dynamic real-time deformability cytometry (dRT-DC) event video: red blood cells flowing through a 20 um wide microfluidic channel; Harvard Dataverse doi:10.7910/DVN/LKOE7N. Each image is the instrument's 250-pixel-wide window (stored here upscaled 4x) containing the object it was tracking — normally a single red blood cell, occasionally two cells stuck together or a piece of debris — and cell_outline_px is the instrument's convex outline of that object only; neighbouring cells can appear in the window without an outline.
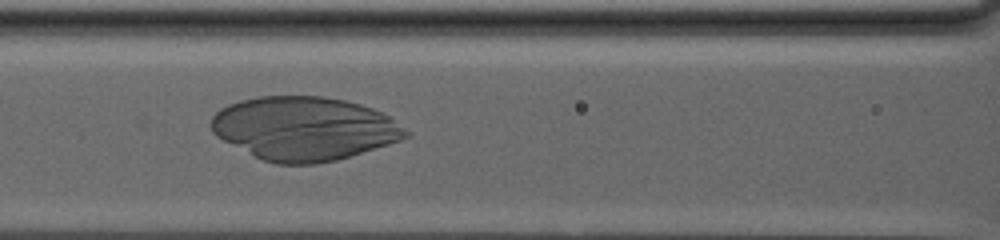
{"species": "human", "species_latin": "Homo sapiens", "temperature_condition": "warm", "stored_images_in_passage": 75, "camera_frame_rate_fps": 3000, "um_per_image_px": 0.085, "donor": {"sex": "male"}, "frame": {"image": 1, "passage_image": 43, "time_ms": 14.0, "image_size_px": [1000, 240], "cell_outline_px": [[412, 132], [408, 136], [400, 140], [388, 144], [336, 160], [316, 164], [276, 164], [264, 160], [216, 136], [212, 132], [208, 124], [212, 116], [220, 108], [228, 104], [240, 100], [256, 96], [320, 96], [344, 100], [360, 104], [384, 112]], "centroid_in_image_um": [25.86, 10.91], "position_along_channel_um": 140.7, "area_um2": 72.19}}
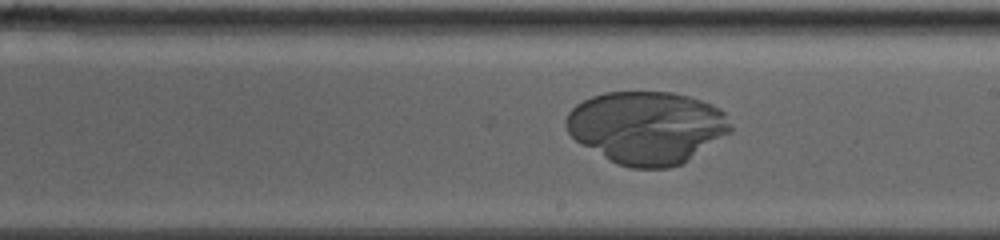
{"frame": {"image": 2, "passage_image": 54, "time_ms": 17.667, "image_size_px": [1000, 240], "cell_outline_px": [[732, 132], [688, 160], [680, 164], [668, 168], [632, 168], [616, 164], [580, 144], [568, 132], [564, 124], [564, 120], [568, 112], [576, 104], [592, 96], [604, 92], [672, 92], [688, 96], [712, 104], [720, 108], [724, 112], [732, 128]], "centroid_in_image_um": [54.96, 10.83], "position_along_channel_um": 234.0, "area_um2": 69.82}}
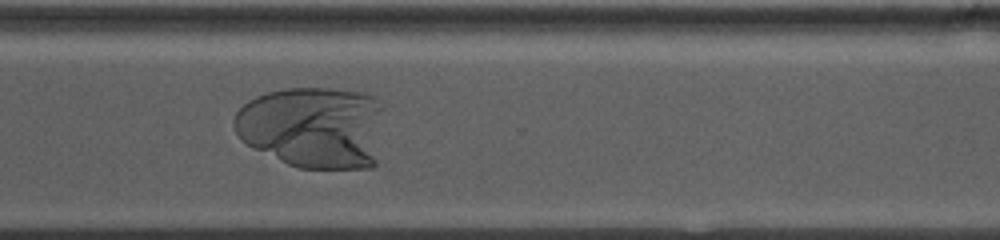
{"frame": {"image": 3, "passage_image": 67, "time_ms": 22.0, "image_size_px": [1000, 240], "cell_outline_px": [[384, 108], [376, 164], [372, 168], [300, 168], [288, 164], [252, 148], [240, 140], [232, 124], [232, 120], [236, 112], [248, 100], [256, 96], [268, 92], [284, 88], [328, 88], [364, 92], [376, 96]], "centroid_in_image_um": [26.63, 10.8], "position_along_channel_um": 344.0, "area_um2": 72.94}}